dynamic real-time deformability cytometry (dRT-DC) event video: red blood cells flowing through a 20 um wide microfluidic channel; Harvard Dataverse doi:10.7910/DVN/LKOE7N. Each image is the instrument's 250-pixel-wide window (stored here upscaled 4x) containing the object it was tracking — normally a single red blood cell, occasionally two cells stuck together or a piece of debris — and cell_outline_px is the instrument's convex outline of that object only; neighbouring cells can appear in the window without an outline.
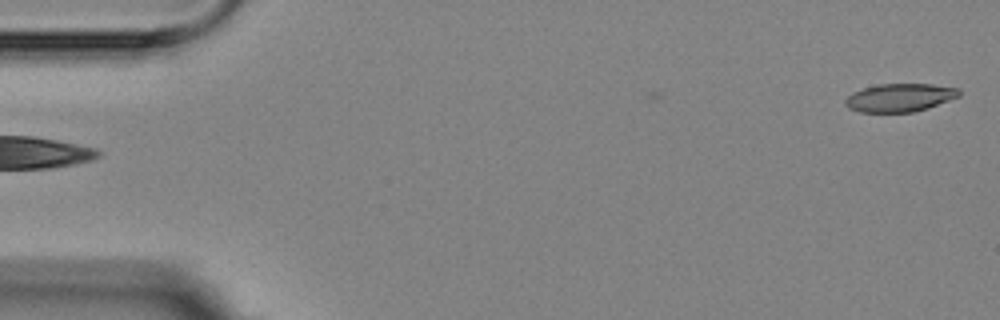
{"species": "Egyptian fruit bat (a non-hibernating species)", "species_latin": "Rousettus aegyptiacus", "temperature_condition": "room temperature", "stored_images_in_passage": 4, "camera_frame_rate_fps": 3000, "um_per_image_px": 0.085, "animal": {"sex": "female"}, "frame": {"image": 1, "passage_image": 4, "time_ms": 5.0, "image_size_px": [1000, 320], "cell_outline_px": [[960, 96], [928, 108], [912, 112], [860, 112], [848, 108], [844, 104], [844, 100], [852, 92], [864, 88], [880, 84], [932, 84], [960, 88]], "centroid_in_image_um": [76.48, 8.3], "position_along_channel_um": 8.5, "area_um2": 18.73}}